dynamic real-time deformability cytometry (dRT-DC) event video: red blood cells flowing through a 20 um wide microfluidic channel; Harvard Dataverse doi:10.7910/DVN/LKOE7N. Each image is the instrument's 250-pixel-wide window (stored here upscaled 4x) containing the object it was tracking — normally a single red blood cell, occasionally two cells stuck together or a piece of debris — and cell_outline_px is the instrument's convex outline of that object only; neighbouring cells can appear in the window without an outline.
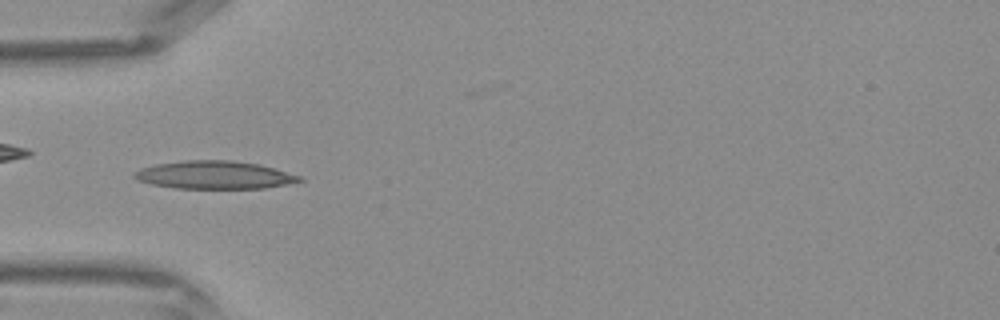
{"species": "Egyptian fruit bat (a non-hibernating species)", "species_latin": "Rousettus aegyptiacus", "temperature_condition": "warm", "stored_images_in_passage": 42, "camera_frame_rate_fps": 3000, "um_per_image_px": 0.085, "frame": {"image": 1, "passage_image": 12, "time_ms": 3.667, "image_size_px": [1000, 320], "cell_outline_px": [[304, 180], [264, 188], [176, 188], [152, 184], [140, 180], [132, 176], [140, 168], [156, 164], [184, 160], [232, 160], [260, 164], [300, 176]], "centroid_in_image_um": [18.21, 14.86], "position_along_channel_um": 66.8, "area_um2": 26.59}}
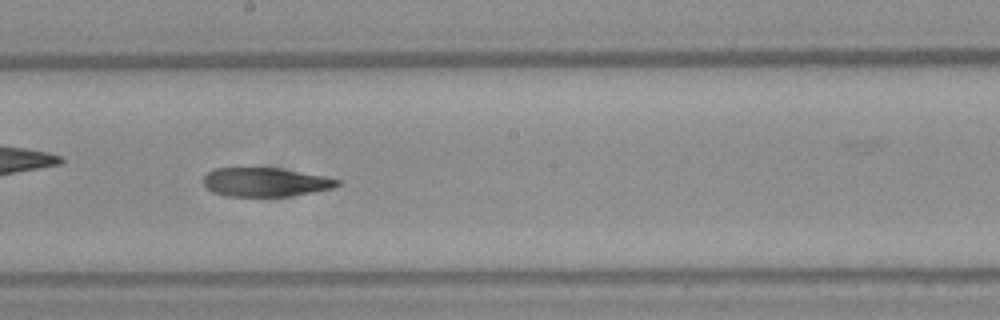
{"frame": {"image": 2, "passage_image": 22, "time_ms": 7.0, "image_size_px": [1000, 320], "cell_outline_px": [[340, 184], [332, 188], [312, 192], [288, 196], [228, 196], [212, 192], [204, 184], [204, 176], [208, 172], [216, 168], [280, 168], [340, 180]], "centroid_in_image_um": [22.52, 15.48], "position_along_channel_um": 225.7, "area_um2": 22.14}}
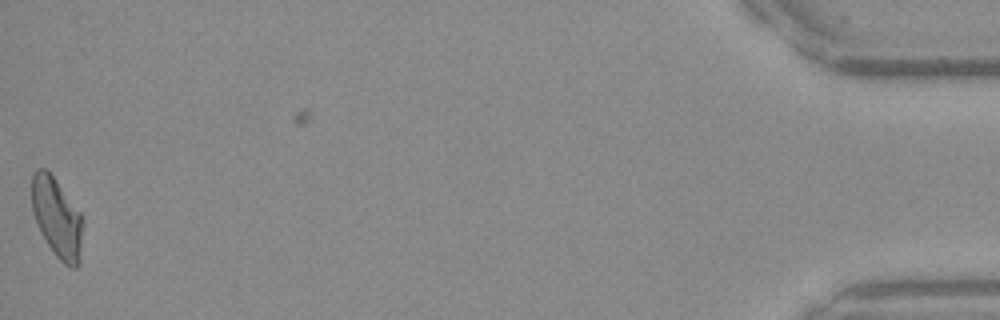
{"frame": {"image": 3, "passage_image": 41, "time_ms": 13.333, "image_size_px": [1000, 320], "cell_outline_px": [[84, 220], [80, 264], [76, 268], [72, 268], [64, 264], [56, 256], [48, 244], [32, 212], [32, 176], [40, 168], [44, 168], [56, 180], [80, 212]], "centroid_in_image_um": [4.89, 18.56], "position_along_channel_um": 430.3, "area_um2": 23.52}}